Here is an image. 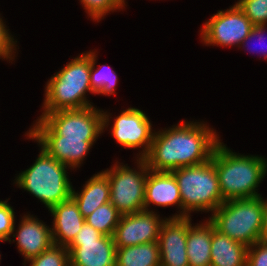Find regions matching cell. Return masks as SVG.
<instances>
[{
  "instance_id": "1",
  "label": "cell",
  "mask_w": 267,
  "mask_h": 266,
  "mask_svg": "<svg viewBox=\"0 0 267 266\" xmlns=\"http://www.w3.org/2000/svg\"><path fill=\"white\" fill-rule=\"evenodd\" d=\"M221 140L220 133L207 121L184 119L167 128L155 129L149 152L143 159L151 171L171 172L210 160Z\"/></svg>"
},
{
  "instance_id": "2",
  "label": "cell",
  "mask_w": 267,
  "mask_h": 266,
  "mask_svg": "<svg viewBox=\"0 0 267 266\" xmlns=\"http://www.w3.org/2000/svg\"><path fill=\"white\" fill-rule=\"evenodd\" d=\"M222 141L211 156L222 199L227 201L262 196L258 190L267 176V157L235 152Z\"/></svg>"
},
{
  "instance_id": "3",
  "label": "cell",
  "mask_w": 267,
  "mask_h": 266,
  "mask_svg": "<svg viewBox=\"0 0 267 266\" xmlns=\"http://www.w3.org/2000/svg\"><path fill=\"white\" fill-rule=\"evenodd\" d=\"M71 59L45 83L41 113L95 105L89 98L95 95L90 86V50Z\"/></svg>"
},
{
  "instance_id": "4",
  "label": "cell",
  "mask_w": 267,
  "mask_h": 266,
  "mask_svg": "<svg viewBox=\"0 0 267 266\" xmlns=\"http://www.w3.org/2000/svg\"><path fill=\"white\" fill-rule=\"evenodd\" d=\"M25 170L16 173L13 184L16 188L36 197L47 210L71 198L73 184L65 164L49 156L42 148Z\"/></svg>"
},
{
  "instance_id": "5",
  "label": "cell",
  "mask_w": 267,
  "mask_h": 266,
  "mask_svg": "<svg viewBox=\"0 0 267 266\" xmlns=\"http://www.w3.org/2000/svg\"><path fill=\"white\" fill-rule=\"evenodd\" d=\"M179 186L182 217L192 213L211 215L223 202L213 160L171 171ZM203 212V213H202Z\"/></svg>"
},
{
  "instance_id": "6",
  "label": "cell",
  "mask_w": 267,
  "mask_h": 266,
  "mask_svg": "<svg viewBox=\"0 0 267 266\" xmlns=\"http://www.w3.org/2000/svg\"><path fill=\"white\" fill-rule=\"evenodd\" d=\"M264 197L224 201L208 219L216 230L247 247L261 241Z\"/></svg>"
},
{
  "instance_id": "7",
  "label": "cell",
  "mask_w": 267,
  "mask_h": 266,
  "mask_svg": "<svg viewBox=\"0 0 267 266\" xmlns=\"http://www.w3.org/2000/svg\"><path fill=\"white\" fill-rule=\"evenodd\" d=\"M25 132L28 136H63V139H99L103 111L97 105L83 109L41 113Z\"/></svg>"
},
{
  "instance_id": "8",
  "label": "cell",
  "mask_w": 267,
  "mask_h": 266,
  "mask_svg": "<svg viewBox=\"0 0 267 266\" xmlns=\"http://www.w3.org/2000/svg\"><path fill=\"white\" fill-rule=\"evenodd\" d=\"M118 159L102 170L109 180L110 202L122 215L143 211L147 164L144 159L134 158L133 167Z\"/></svg>"
},
{
  "instance_id": "9",
  "label": "cell",
  "mask_w": 267,
  "mask_h": 266,
  "mask_svg": "<svg viewBox=\"0 0 267 266\" xmlns=\"http://www.w3.org/2000/svg\"><path fill=\"white\" fill-rule=\"evenodd\" d=\"M121 109L115 117L110 110L102 109L103 133L109 131L114 142L126 150L137 149L138 153H133L132 159H143L149 152L156 128H153V122L141 108L131 105Z\"/></svg>"
},
{
  "instance_id": "10",
  "label": "cell",
  "mask_w": 267,
  "mask_h": 266,
  "mask_svg": "<svg viewBox=\"0 0 267 266\" xmlns=\"http://www.w3.org/2000/svg\"><path fill=\"white\" fill-rule=\"evenodd\" d=\"M253 24L236 3L218 10L200 26V42L204 46L239 48L250 34Z\"/></svg>"
},
{
  "instance_id": "11",
  "label": "cell",
  "mask_w": 267,
  "mask_h": 266,
  "mask_svg": "<svg viewBox=\"0 0 267 266\" xmlns=\"http://www.w3.org/2000/svg\"><path fill=\"white\" fill-rule=\"evenodd\" d=\"M67 250L70 266H117L113 237L103 235L86 222Z\"/></svg>"
},
{
  "instance_id": "12",
  "label": "cell",
  "mask_w": 267,
  "mask_h": 266,
  "mask_svg": "<svg viewBox=\"0 0 267 266\" xmlns=\"http://www.w3.org/2000/svg\"><path fill=\"white\" fill-rule=\"evenodd\" d=\"M165 219L166 216L145 210L123 214L112 236L116 248L158 242Z\"/></svg>"
},
{
  "instance_id": "13",
  "label": "cell",
  "mask_w": 267,
  "mask_h": 266,
  "mask_svg": "<svg viewBox=\"0 0 267 266\" xmlns=\"http://www.w3.org/2000/svg\"><path fill=\"white\" fill-rule=\"evenodd\" d=\"M17 219L12 230V235L7 242L16 243L19 254L23 257L25 264L28 260L38 256L49 249L54 243L52 239L51 226L40 220L38 216L29 211ZM17 222V225H16ZM17 227V228H16Z\"/></svg>"
},
{
  "instance_id": "14",
  "label": "cell",
  "mask_w": 267,
  "mask_h": 266,
  "mask_svg": "<svg viewBox=\"0 0 267 266\" xmlns=\"http://www.w3.org/2000/svg\"><path fill=\"white\" fill-rule=\"evenodd\" d=\"M192 216L166 217L159 237L160 266H189L186 241Z\"/></svg>"
},
{
  "instance_id": "15",
  "label": "cell",
  "mask_w": 267,
  "mask_h": 266,
  "mask_svg": "<svg viewBox=\"0 0 267 266\" xmlns=\"http://www.w3.org/2000/svg\"><path fill=\"white\" fill-rule=\"evenodd\" d=\"M25 139L37 144L49 156L67 165L72 171L79 170L90 155L98 139H63V136H28ZM75 169V170H74Z\"/></svg>"
},
{
  "instance_id": "16",
  "label": "cell",
  "mask_w": 267,
  "mask_h": 266,
  "mask_svg": "<svg viewBox=\"0 0 267 266\" xmlns=\"http://www.w3.org/2000/svg\"><path fill=\"white\" fill-rule=\"evenodd\" d=\"M152 207V208H151ZM175 207L169 217H182V201L179 186L171 172L148 170L145 182L144 210L159 213L157 208ZM156 208V209H154Z\"/></svg>"
},
{
  "instance_id": "17",
  "label": "cell",
  "mask_w": 267,
  "mask_h": 266,
  "mask_svg": "<svg viewBox=\"0 0 267 266\" xmlns=\"http://www.w3.org/2000/svg\"><path fill=\"white\" fill-rule=\"evenodd\" d=\"M48 212L53 218L50 224L53 243L68 247L84 224L85 218L72 198L55 205Z\"/></svg>"
},
{
  "instance_id": "18",
  "label": "cell",
  "mask_w": 267,
  "mask_h": 266,
  "mask_svg": "<svg viewBox=\"0 0 267 266\" xmlns=\"http://www.w3.org/2000/svg\"><path fill=\"white\" fill-rule=\"evenodd\" d=\"M84 182L79 190L72 187L71 198L77 204L82 216L86 218L98 207L110 202V184L107 175L102 170Z\"/></svg>"
},
{
  "instance_id": "19",
  "label": "cell",
  "mask_w": 267,
  "mask_h": 266,
  "mask_svg": "<svg viewBox=\"0 0 267 266\" xmlns=\"http://www.w3.org/2000/svg\"><path fill=\"white\" fill-rule=\"evenodd\" d=\"M199 223H190L187 232L186 250L189 266H210L212 222L204 217Z\"/></svg>"
},
{
  "instance_id": "20",
  "label": "cell",
  "mask_w": 267,
  "mask_h": 266,
  "mask_svg": "<svg viewBox=\"0 0 267 266\" xmlns=\"http://www.w3.org/2000/svg\"><path fill=\"white\" fill-rule=\"evenodd\" d=\"M248 247L215 229L212 223L210 266H246Z\"/></svg>"
},
{
  "instance_id": "21",
  "label": "cell",
  "mask_w": 267,
  "mask_h": 266,
  "mask_svg": "<svg viewBox=\"0 0 267 266\" xmlns=\"http://www.w3.org/2000/svg\"><path fill=\"white\" fill-rule=\"evenodd\" d=\"M98 49H90V86L92 92L102 96H116L119 78L116 71L107 64L97 65ZM116 91V92H115Z\"/></svg>"
},
{
  "instance_id": "22",
  "label": "cell",
  "mask_w": 267,
  "mask_h": 266,
  "mask_svg": "<svg viewBox=\"0 0 267 266\" xmlns=\"http://www.w3.org/2000/svg\"><path fill=\"white\" fill-rule=\"evenodd\" d=\"M117 266H160L158 242L116 248Z\"/></svg>"
},
{
  "instance_id": "23",
  "label": "cell",
  "mask_w": 267,
  "mask_h": 266,
  "mask_svg": "<svg viewBox=\"0 0 267 266\" xmlns=\"http://www.w3.org/2000/svg\"><path fill=\"white\" fill-rule=\"evenodd\" d=\"M122 214L107 202L85 218V222L103 235L112 237Z\"/></svg>"
},
{
  "instance_id": "24",
  "label": "cell",
  "mask_w": 267,
  "mask_h": 266,
  "mask_svg": "<svg viewBox=\"0 0 267 266\" xmlns=\"http://www.w3.org/2000/svg\"><path fill=\"white\" fill-rule=\"evenodd\" d=\"M88 19L95 23L106 19L107 15L114 12L125 11L126 0H79Z\"/></svg>"
},
{
  "instance_id": "25",
  "label": "cell",
  "mask_w": 267,
  "mask_h": 266,
  "mask_svg": "<svg viewBox=\"0 0 267 266\" xmlns=\"http://www.w3.org/2000/svg\"><path fill=\"white\" fill-rule=\"evenodd\" d=\"M28 266H70L69 251L67 247L53 244L36 257L28 260Z\"/></svg>"
},
{
  "instance_id": "26",
  "label": "cell",
  "mask_w": 267,
  "mask_h": 266,
  "mask_svg": "<svg viewBox=\"0 0 267 266\" xmlns=\"http://www.w3.org/2000/svg\"><path fill=\"white\" fill-rule=\"evenodd\" d=\"M0 12V59L13 64L19 54V41L13 34L9 26L6 24V19Z\"/></svg>"
},
{
  "instance_id": "27",
  "label": "cell",
  "mask_w": 267,
  "mask_h": 266,
  "mask_svg": "<svg viewBox=\"0 0 267 266\" xmlns=\"http://www.w3.org/2000/svg\"><path fill=\"white\" fill-rule=\"evenodd\" d=\"M266 34H267V25L253 26L250 34L243 40L238 49L239 50L242 49V51L244 49V52L246 50L250 54L251 52L255 54L257 53L259 54L257 55L259 58L263 57V60L267 61V44H266L267 37H265ZM255 43H257L256 44L257 46L254 47L253 45Z\"/></svg>"
},
{
  "instance_id": "28",
  "label": "cell",
  "mask_w": 267,
  "mask_h": 266,
  "mask_svg": "<svg viewBox=\"0 0 267 266\" xmlns=\"http://www.w3.org/2000/svg\"><path fill=\"white\" fill-rule=\"evenodd\" d=\"M235 3L254 26L267 25V0H237Z\"/></svg>"
},
{
  "instance_id": "29",
  "label": "cell",
  "mask_w": 267,
  "mask_h": 266,
  "mask_svg": "<svg viewBox=\"0 0 267 266\" xmlns=\"http://www.w3.org/2000/svg\"><path fill=\"white\" fill-rule=\"evenodd\" d=\"M11 198L0 199V241L7 242L12 235L15 221L17 219L15 208L9 202Z\"/></svg>"
},
{
  "instance_id": "30",
  "label": "cell",
  "mask_w": 267,
  "mask_h": 266,
  "mask_svg": "<svg viewBox=\"0 0 267 266\" xmlns=\"http://www.w3.org/2000/svg\"><path fill=\"white\" fill-rule=\"evenodd\" d=\"M246 266H267V242L258 241L248 247Z\"/></svg>"
},
{
  "instance_id": "31",
  "label": "cell",
  "mask_w": 267,
  "mask_h": 266,
  "mask_svg": "<svg viewBox=\"0 0 267 266\" xmlns=\"http://www.w3.org/2000/svg\"><path fill=\"white\" fill-rule=\"evenodd\" d=\"M261 241L267 242V198L266 197H264Z\"/></svg>"
},
{
  "instance_id": "32",
  "label": "cell",
  "mask_w": 267,
  "mask_h": 266,
  "mask_svg": "<svg viewBox=\"0 0 267 266\" xmlns=\"http://www.w3.org/2000/svg\"><path fill=\"white\" fill-rule=\"evenodd\" d=\"M1 243H3V241H0ZM1 252V251H0ZM1 259H2V255L0 253V263H1Z\"/></svg>"
}]
</instances>
